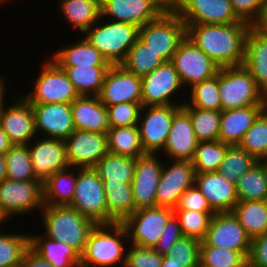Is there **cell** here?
Segmentation results:
<instances>
[{
  "label": "cell",
  "instance_id": "cell-1",
  "mask_svg": "<svg viewBox=\"0 0 267 267\" xmlns=\"http://www.w3.org/2000/svg\"><path fill=\"white\" fill-rule=\"evenodd\" d=\"M250 28L246 22L186 25V37L220 68L240 66L244 63L245 42Z\"/></svg>",
  "mask_w": 267,
  "mask_h": 267
},
{
  "label": "cell",
  "instance_id": "cell-2",
  "mask_svg": "<svg viewBox=\"0 0 267 267\" xmlns=\"http://www.w3.org/2000/svg\"><path fill=\"white\" fill-rule=\"evenodd\" d=\"M128 241L123 223L96 224L80 255V267H124Z\"/></svg>",
  "mask_w": 267,
  "mask_h": 267
},
{
  "label": "cell",
  "instance_id": "cell-3",
  "mask_svg": "<svg viewBox=\"0 0 267 267\" xmlns=\"http://www.w3.org/2000/svg\"><path fill=\"white\" fill-rule=\"evenodd\" d=\"M40 214L44 235L71 246L80 255L83 253L88 235L96 225L91 219L70 206L44 205Z\"/></svg>",
  "mask_w": 267,
  "mask_h": 267
},
{
  "label": "cell",
  "instance_id": "cell-4",
  "mask_svg": "<svg viewBox=\"0 0 267 267\" xmlns=\"http://www.w3.org/2000/svg\"><path fill=\"white\" fill-rule=\"evenodd\" d=\"M103 19V20H102ZM106 21L105 23L102 21ZM83 36L111 65H120L139 38V27L130 23L113 22L100 18ZM103 24H99V23Z\"/></svg>",
  "mask_w": 267,
  "mask_h": 267
},
{
  "label": "cell",
  "instance_id": "cell-5",
  "mask_svg": "<svg viewBox=\"0 0 267 267\" xmlns=\"http://www.w3.org/2000/svg\"><path fill=\"white\" fill-rule=\"evenodd\" d=\"M185 38L186 25L172 7L139 28V39L165 61H171Z\"/></svg>",
  "mask_w": 267,
  "mask_h": 267
},
{
  "label": "cell",
  "instance_id": "cell-6",
  "mask_svg": "<svg viewBox=\"0 0 267 267\" xmlns=\"http://www.w3.org/2000/svg\"><path fill=\"white\" fill-rule=\"evenodd\" d=\"M218 86L222 110L262 105L263 91L244 65L221 67Z\"/></svg>",
  "mask_w": 267,
  "mask_h": 267
},
{
  "label": "cell",
  "instance_id": "cell-7",
  "mask_svg": "<svg viewBox=\"0 0 267 267\" xmlns=\"http://www.w3.org/2000/svg\"><path fill=\"white\" fill-rule=\"evenodd\" d=\"M46 61V62H45ZM40 74L35 78L32 92L22 96L30 104H72L80 95L73 83L53 59L45 60Z\"/></svg>",
  "mask_w": 267,
  "mask_h": 267
},
{
  "label": "cell",
  "instance_id": "cell-8",
  "mask_svg": "<svg viewBox=\"0 0 267 267\" xmlns=\"http://www.w3.org/2000/svg\"><path fill=\"white\" fill-rule=\"evenodd\" d=\"M69 206L95 224H108L104 183L93 168H77L74 197Z\"/></svg>",
  "mask_w": 267,
  "mask_h": 267
},
{
  "label": "cell",
  "instance_id": "cell-9",
  "mask_svg": "<svg viewBox=\"0 0 267 267\" xmlns=\"http://www.w3.org/2000/svg\"><path fill=\"white\" fill-rule=\"evenodd\" d=\"M44 207L43 183L39 180L13 181L4 179L0 183V210L9 220L12 216L41 211ZM18 214V215H17Z\"/></svg>",
  "mask_w": 267,
  "mask_h": 267
},
{
  "label": "cell",
  "instance_id": "cell-10",
  "mask_svg": "<svg viewBox=\"0 0 267 267\" xmlns=\"http://www.w3.org/2000/svg\"><path fill=\"white\" fill-rule=\"evenodd\" d=\"M174 215L168 207H148L137 209L123 224L128 233L129 244L154 248Z\"/></svg>",
  "mask_w": 267,
  "mask_h": 267
},
{
  "label": "cell",
  "instance_id": "cell-11",
  "mask_svg": "<svg viewBox=\"0 0 267 267\" xmlns=\"http://www.w3.org/2000/svg\"><path fill=\"white\" fill-rule=\"evenodd\" d=\"M181 107L182 105L142 106L138 129L145 153L157 154L163 150L174 114Z\"/></svg>",
  "mask_w": 267,
  "mask_h": 267
},
{
  "label": "cell",
  "instance_id": "cell-12",
  "mask_svg": "<svg viewBox=\"0 0 267 267\" xmlns=\"http://www.w3.org/2000/svg\"><path fill=\"white\" fill-rule=\"evenodd\" d=\"M171 62L178 72L183 86L192 87L208 80L220 67L187 37L180 43Z\"/></svg>",
  "mask_w": 267,
  "mask_h": 267
},
{
  "label": "cell",
  "instance_id": "cell-13",
  "mask_svg": "<svg viewBox=\"0 0 267 267\" xmlns=\"http://www.w3.org/2000/svg\"><path fill=\"white\" fill-rule=\"evenodd\" d=\"M172 8L185 25L243 22L236 16L230 0H174Z\"/></svg>",
  "mask_w": 267,
  "mask_h": 267
},
{
  "label": "cell",
  "instance_id": "cell-14",
  "mask_svg": "<svg viewBox=\"0 0 267 267\" xmlns=\"http://www.w3.org/2000/svg\"><path fill=\"white\" fill-rule=\"evenodd\" d=\"M200 246L240 251L248 259L251 238L232 212L215 213Z\"/></svg>",
  "mask_w": 267,
  "mask_h": 267
},
{
  "label": "cell",
  "instance_id": "cell-15",
  "mask_svg": "<svg viewBox=\"0 0 267 267\" xmlns=\"http://www.w3.org/2000/svg\"><path fill=\"white\" fill-rule=\"evenodd\" d=\"M141 80L142 106L184 104L173 100V96L181 90L180 88H183V84L171 61H165Z\"/></svg>",
  "mask_w": 267,
  "mask_h": 267
},
{
  "label": "cell",
  "instance_id": "cell-16",
  "mask_svg": "<svg viewBox=\"0 0 267 267\" xmlns=\"http://www.w3.org/2000/svg\"><path fill=\"white\" fill-rule=\"evenodd\" d=\"M163 169L156 190V207L175 209L181 195L194 185L195 168L192 160H171Z\"/></svg>",
  "mask_w": 267,
  "mask_h": 267
},
{
  "label": "cell",
  "instance_id": "cell-17",
  "mask_svg": "<svg viewBox=\"0 0 267 267\" xmlns=\"http://www.w3.org/2000/svg\"><path fill=\"white\" fill-rule=\"evenodd\" d=\"M167 7L160 0H101V17L141 28Z\"/></svg>",
  "mask_w": 267,
  "mask_h": 267
},
{
  "label": "cell",
  "instance_id": "cell-18",
  "mask_svg": "<svg viewBox=\"0 0 267 267\" xmlns=\"http://www.w3.org/2000/svg\"><path fill=\"white\" fill-rule=\"evenodd\" d=\"M70 167L93 168L108 153L107 133L75 130L66 140Z\"/></svg>",
  "mask_w": 267,
  "mask_h": 267
},
{
  "label": "cell",
  "instance_id": "cell-19",
  "mask_svg": "<svg viewBox=\"0 0 267 267\" xmlns=\"http://www.w3.org/2000/svg\"><path fill=\"white\" fill-rule=\"evenodd\" d=\"M99 98L106 107L125 102L141 103L142 80L122 65H111L105 75Z\"/></svg>",
  "mask_w": 267,
  "mask_h": 267
},
{
  "label": "cell",
  "instance_id": "cell-20",
  "mask_svg": "<svg viewBox=\"0 0 267 267\" xmlns=\"http://www.w3.org/2000/svg\"><path fill=\"white\" fill-rule=\"evenodd\" d=\"M15 99V100H14ZM13 103L3 106L0 126L13 145H28L36 135L35 117L31 104L22 96L13 98Z\"/></svg>",
  "mask_w": 267,
  "mask_h": 267
},
{
  "label": "cell",
  "instance_id": "cell-21",
  "mask_svg": "<svg viewBox=\"0 0 267 267\" xmlns=\"http://www.w3.org/2000/svg\"><path fill=\"white\" fill-rule=\"evenodd\" d=\"M38 140L34 143L31 141L28 149L35 176L44 183L54 173L70 166L67 161L64 140L46 137L38 138Z\"/></svg>",
  "mask_w": 267,
  "mask_h": 267
},
{
  "label": "cell",
  "instance_id": "cell-22",
  "mask_svg": "<svg viewBox=\"0 0 267 267\" xmlns=\"http://www.w3.org/2000/svg\"><path fill=\"white\" fill-rule=\"evenodd\" d=\"M157 157L158 154L146 153L136 160L135 174L131 183L136 210L156 207V190L163 169V163Z\"/></svg>",
  "mask_w": 267,
  "mask_h": 267
},
{
  "label": "cell",
  "instance_id": "cell-23",
  "mask_svg": "<svg viewBox=\"0 0 267 267\" xmlns=\"http://www.w3.org/2000/svg\"><path fill=\"white\" fill-rule=\"evenodd\" d=\"M36 133L46 138L66 140L76 129L73 123L71 104H31ZM46 135V136H45Z\"/></svg>",
  "mask_w": 267,
  "mask_h": 267
},
{
  "label": "cell",
  "instance_id": "cell-24",
  "mask_svg": "<svg viewBox=\"0 0 267 267\" xmlns=\"http://www.w3.org/2000/svg\"><path fill=\"white\" fill-rule=\"evenodd\" d=\"M198 140L194 134L191 118L181 107L175 114L170 132L161 154L172 160H192Z\"/></svg>",
  "mask_w": 267,
  "mask_h": 267
},
{
  "label": "cell",
  "instance_id": "cell-25",
  "mask_svg": "<svg viewBox=\"0 0 267 267\" xmlns=\"http://www.w3.org/2000/svg\"><path fill=\"white\" fill-rule=\"evenodd\" d=\"M194 184L215 213L231 212L238 203L235 183L219 172L195 173Z\"/></svg>",
  "mask_w": 267,
  "mask_h": 267
},
{
  "label": "cell",
  "instance_id": "cell-26",
  "mask_svg": "<svg viewBox=\"0 0 267 267\" xmlns=\"http://www.w3.org/2000/svg\"><path fill=\"white\" fill-rule=\"evenodd\" d=\"M76 130L107 133L110 128L107 107L99 96H79L71 104Z\"/></svg>",
  "mask_w": 267,
  "mask_h": 267
},
{
  "label": "cell",
  "instance_id": "cell-27",
  "mask_svg": "<svg viewBox=\"0 0 267 267\" xmlns=\"http://www.w3.org/2000/svg\"><path fill=\"white\" fill-rule=\"evenodd\" d=\"M261 112L262 105L222 110L218 140L231 146L239 145Z\"/></svg>",
  "mask_w": 267,
  "mask_h": 267
},
{
  "label": "cell",
  "instance_id": "cell-28",
  "mask_svg": "<svg viewBox=\"0 0 267 267\" xmlns=\"http://www.w3.org/2000/svg\"><path fill=\"white\" fill-rule=\"evenodd\" d=\"M29 235L30 247L53 267H80V254L71 246L43 233Z\"/></svg>",
  "mask_w": 267,
  "mask_h": 267
},
{
  "label": "cell",
  "instance_id": "cell-29",
  "mask_svg": "<svg viewBox=\"0 0 267 267\" xmlns=\"http://www.w3.org/2000/svg\"><path fill=\"white\" fill-rule=\"evenodd\" d=\"M243 65L250 71L257 86L267 91V36L249 29L245 42Z\"/></svg>",
  "mask_w": 267,
  "mask_h": 267
},
{
  "label": "cell",
  "instance_id": "cell-30",
  "mask_svg": "<svg viewBox=\"0 0 267 267\" xmlns=\"http://www.w3.org/2000/svg\"><path fill=\"white\" fill-rule=\"evenodd\" d=\"M107 202L108 224L123 223L135 211L132 184L103 182Z\"/></svg>",
  "mask_w": 267,
  "mask_h": 267
},
{
  "label": "cell",
  "instance_id": "cell-31",
  "mask_svg": "<svg viewBox=\"0 0 267 267\" xmlns=\"http://www.w3.org/2000/svg\"><path fill=\"white\" fill-rule=\"evenodd\" d=\"M71 45L62 46L52 54L59 66H111L106 58L84 37Z\"/></svg>",
  "mask_w": 267,
  "mask_h": 267
},
{
  "label": "cell",
  "instance_id": "cell-32",
  "mask_svg": "<svg viewBox=\"0 0 267 267\" xmlns=\"http://www.w3.org/2000/svg\"><path fill=\"white\" fill-rule=\"evenodd\" d=\"M58 3L59 12L70 27L82 34L101 18V0H60Z\"/></svg>",
  "mask_w": 267,
  "mask_h": 267
},
{
  "label": "cell",
  "instance_id": "cell-33",
  "mask_svg": "<svg viewBox=\"0 0 267 267\" xmlns=\"http://www.w3.org/2000/svg\"><path fill=\"white\" fill-rule=\"evenodd\" d=\"M76 179L77 168L74 167L58 171L49 177L43 183L44 205L69 206L74 197Z\"/></svg>",
  "mask_w": 267,
  "mask_h": 267
},
{
  "label": "cell",
  "instance_id": "cell-34",
  "mask_svg": "<svg viewBox=\"0 0 267 267\" xmlns=\"http://www.w3.org/2000/svg\"><path fill=\"white\" fill-rule=\"evenodd\" d=\"M231 212L251 240L267 233V201H238Z\"/></svg>",
  "mask_w": 267,
  "mask_h": 267
},
{
  "label": "cell",
  "instance_id": "cell-35",
  "mask_svg": "<svg viewBox=\"0 0 267 267\" xmlns=\"http://www.w3.org/2000/svg\"><path fill=\"white\" fill-rule=\"evenodd\" d=\"M80 96H99L111 66H60Z\"/></svg>",
  "mask_w": 267,
  "mask_h": 267
},
{
  "label": "cell",
  "instance_id": "cell-36",
  "mask_svg": "<svg viewBox=\"0 0 267 267\" xmlns=\"http://www.w3.org/2000/svg\"><path fill=\"white\" fill-rule=\"evenodd\" d=\"M108 153L138 158L145 155L138 125L110 127L107 131Z\"/></svg>",
  "mask_w": 267,
  "mask_h": 267
},
{
  "label": "cell",
  "instance_id": "cell-37",
  "mask_svg": "<svg viewBox=\"0 0 267 267\" xmlns=\"http://www.w3.org/2000/svg\"><path fill=\"white\" fill-rule=\"evenodd\" d=\"M235 186L238 201H267V165L258 161Z\"/></svg>",
  "mask_w": 267,
  "mask_h": 267
},
{
  "label": "cell",
  "instance_id": "cell-38",
  "mask_svg": "<svg viewBox=\"0 0 267 267\" xmlns=\"http://www.w3.org/2000/svg\"><path fill=\"white\" fill-rule=\"evenodd\" d=\"M137 158L107 153L93 169L103 182L132 183Z\"/></svg>",
  "mask_w": 267,
  "mask_h": 267
},
{
  "label": "cell",
  "instance_id": "cell-39",
  "mask_svg": "<svg viewBox=\"0 0 267 267\" xmlns=\"http://www.w3.org/2000/svg\"><path fill=\"white\" fill-rule=\"evenodd\" d=\"M164 62L165 60L158 53H155L138 38L128 51L126 59L120 65L137 77L142 78Z\"/></svg>",
  "mask_w": 267,
  "mask_h": 267
},
{
  "label": "cell",
  "instance_id": "cell-40",
  "mask_svg": "<svg viewBox=\"0 0 267 267\" xmlns=\"http://www.w3.org/2000/svg\"><path fill=\"white\" fill-rule=\"evenodd\" d=\"M230 146L220 140L198 142L192 159L195 173L218 172Z\"/></svg>",
  "mask_w": 267,
  "mask_h": 267
},
{
  "label": "cell",
  "instance_id": "cell-41",
  "mask_svg": "<svg viewBox=\"0 0 267 267\" xmlns=\"http://www.w3.org/2000/svg\"><path fill=\"white\" fill-rule=\"evenodd\" d=\"M189 89V102H184L182 107H194L202 110L222 111L218 86V72L214 77L197 83Z\"/></svg>",
  "mask_w": 267,
  "mask_h": 267
},
{
  "label": "cell",
  "instance_id": "cell-42",
  "mask_svg": "<svg viewBox=\"0 0 267 267\" xmlns=\"http://www.w3.org/2000/svg\"><path fill=\"white\" fill-rule=\"evenodd\" d=\"M190 116L199 142L219 139L221 111L182 107Z\"/></svg>",
  "mask_w": 267,
  "mask_h": 267
},
{
  "label": "cell",
  "instance_id": "cell-43",
  "mask_svg": "<svg viewBox=\"0 0 267 267\" xmlns=\"http://www.w3.org/2000/svg\"><path fill=\"white\" fill-rule=\"evenodd\" d=\"M7 179L13 181L38 180L30 159L28 145H13L5 154Z\"/></svg>",
  "mask_w": 267,
  "mask_h": 267
},
{
  "label": "cell",
  "instance_id": "cell-44",
  "mask_svg": "<svg viewBox=\"0 0 267 267\" xmlns=\"http://www.w3.org/2000/svg\"><path fill=\"white\" fill-rule=\"evenodd\" d=\"M30 247V235L0 233V267H19L24 253Z\"/></svg>",
  "mask_w": 267,
  "mask_h": 267
},
{
  "label": "cell",
  "instance_id": "cell-45",
  "mask_svg": "<svg viewBox=\"0 0 267 267\" xmlns=\"http://www.w3.org/2000/svg\"><path fill=\"white\" fill-rule=\"evenodd\" d=\"M258 161L239 145L230 146L218 172L234 183Z\"/></svg>",
  "mask_w": 267,
  "mask_h": 267
},
{
  "label": "cell",
  "instance_id": "cell-46",
  "mask_svg": "<svg viewBox=\"0 0 267 267\" xmlns=\"http://www.w3.org/2000/svg\"><path fill=\"white\" fill-rule=\"evenodd\" d=\"M239 146L262 162L267 155V116L261 112L245 133Z\"/></svg>",
  "mask_w": 267,
  "mask_h": 267
},
{
  "label": "cell",
  "instance_id": "cell-47",
  "mask_svg": "<svg viewBox=\"0 0 267 267\" xmlns=\"http://www.w3.org/2000/svg\"><path fill=\"white\" fill-rule=\"evenodd\" d=\"M199 266L248 267V259L240 251L200 246Z\"/></svg>",
  "mask_w": 267,
  "mask_h": 267
},
{
  "label": "cell",
  "instance_id": "cell-48",
  "mask_svg": "<svg viewBox=\"0 0 267 267\" xmlns=\"http://www.w3.org/2000/svg\"><path fill=\"white\" fill-rule=\"evenodd\" d=\"M174 214L179 220L183 236L193 237L202 241L215 212L174 210Z\"/></svg>",
  "mask_w": 267,
  "mask_h": 267
},
{
  "label": "cell",
  "instance_id": "cell-49",
  "mask_svg": "<svg viewBox=\"0 0 267 267\" xmlns=\"http://www.w3.org/2000/svg\"><path fill=\"white\" fill-rule=\"evenodd\" d=\"M200 244L201 241L196 238L182 236L165 256L174 257L181 267H199Z\"/></svg>",
  "mask_w": 267,
  "mask_h": 267
},
{
  "label": "cell",
  "instance_id": "cell-50",
  "mask_svg": "<svg viewBox=\"0 0 267 267\" xmlns=\"http://www.w3.org/2000/svg\"><path fill=\"white\" fill-rule=\"evenodd\" d=\"M142 103L125 102L107 106L110 127L138 125Z\"/></svg>",
  "mask_w": 267,
  "mask_h": 267
},
{
  "label": "cell",
  "instance_id": "cell-51",
  "mask_svg": "<svg viewBox=\"0 0 267 267\" xmlns=\"http://www.w3.org/2000/svg\"><path fill=\"white\" fill-rule=\"evenodd\" d=\"M126 250L124 267H161L163 255L154 248L130 244Z\"/></svg>",
  "mask_w": 267,
  "mask_h": 267
},
{
  "label": "cell",
  "instance_id": "cell-52",
  "mask_svg": "<svg viewBox=\"0 0 267 267\" xmlns=\"http://www.w3.org/2000/svg\"><path fill=\"white\" fill-rule=\"evenodd\" d=\"M174 210L214 212L195 184L181 195Z\"/></svg>",
  "mask_w": 267,
  "mask_h": 267
},
{
  "label": "cell",
  "instance_id": "cell-53",
  "mask_svg": "<svg viewBox=\"0 0 267 267\" xmlns=\"http://www.w3.org/2000/svg\"><path fill=\"white\" fill-rule=\"evenodd\" d=\"M230 2L236 16L251 25L257 19L266 0H230Z\"/></svg>",
  "mask_w": 267,
  "mask_h": 267
},
{
  "label": "cell",
  "instance_id": "cell-54",
  "mask_svg": "<svg viewBox=\"0 0 267 267\" xmlns=\"http://www.w3.org/2000/svg\"><path fill=\"white\" fill-rule=\"evenodd\" d=\"M183 236L178 218L175 214L168 221L161 238L154 249L160 254L165 256L172 245Z\"/></svg>",
  "mask_w": 267,
  "mask_h": 267
},
{
  "label": "cell",
  "instance_id": "cell-55",
  "mask_svg": "<svg viewBox=\"0 0 267 267\" xmlns=\"http://www.w3.org/2000/svg\"><path fill=\"white\" fill-rule=\"evenodd\" d=\"M248 267H267V233L251 240Z\"/></svg>",
  "mask_w": 267,
  "mask_h": 267
},
{
  "label": "cell",
  "instance_id": "cell-56",
  "mask_svg": "<svg viewBox=\"0 0 267 267\" xmlns=\"http://www.w3.org/2000/svg\"><path fill=\"white\" fill-rule=\"evenodd\" d=\"M19 267H53L47 260L43 259L39 254H37L31 247H29L24 256Z\"/></svg>",
  "mask_w": 267,
  "mask_h": 267
},
{
  "label": "cell",
  "instance_id": "cell-57",
  "mask_svg": "<svg viewBox=\"0 0 267 267\" xmlns=\"http://www.w3.org/2000/svg\"><path fill=\"white\" fill-rule=\"evenodd\" d=\"M251 28L259 34L267 36V0L257 19L251 24Z\"/></svg>",
  "mask_w": 267,
  "mask_h": 267
},
{
  "label": "cell",
  "instance_id": "cell-58",
  "mask_svg": "<svg viewBox=\"0 0 267 267\" xmlns=\"http://www.w3.org/2000/svg\"><path fill=\"white\" fill-rule=\"evenodd\" d=\"M13 146L7 134L0 126V155H5L6 152Z\"/></svg>",
  "mask_w": 267,
  "mask_h": 267
},
{
  "label": "cell",
  "instance_id": "cell-59",
  "mask_svg": "<svg viewBox=\"0 0 267 267\" xmlns=\"http://www.w3.org/2000/svg\"><path fill=\"white\" fill-rule=\"evenodd\" d=\"M6 82L7 81L5 80V78L2 77L1 74H0V114H1V111H2L3 106L5 105L4 102H5L6 96H4V95H6L5 93L7 91V89H6V86H7Z\"/></svg>",
  "mask_w": 267,
  "mask_h": 267
},
{
  "label": "cell",
  "instance_id": "cell-60",
  "mask_svg": "<svg viewBox=\"0 0 267 267\" xmlns=\"http://www.w3.org/2000/svg\"><path fill=\"white\" fill-rule=\"evenodd\" d=\"M5 155H0V183L7 178Z\"/></svg>",
  "mask_w": 267,
  "mask_h": 267
},
{
  "label": "cell",
  "instance_id": "cell-61",
  "mask_svg": "<svg viewBox=\"0 0 267 267\" xmlns=\"http://www.w3.org/2000/svg\"><path fill=\"white\" fill-rule=\"evenodd\" d=\"M161 267H181V265L174 261V257L163 256Z\"/></svg>",
  "mask_w": 267,
  "mask_h": 267
},
{
  "label": "cell",
  "instance_id": "cell-62",
  "mask_svg": "<svg viewBox=\"0 0 267 267\" xmlns=\"http://www.w3.org/2000/svg\"><path fill=\"white\" fill-rule=\"evenodd\" d=\"M262 112L267 116V91L263 92Z\"/></svg>",
  "mask_w": 267,
  "mask_h": 267
},
{
  "label": "cell",
  "instance_id": "cell-63",
  "mask_svg": "<svg viewBox=\"0 0 267 267\" xmlns=\"http://www.w3.org/2000/svg\"><path fill=\"white\" fill-rule=\"evenodd\" d=\"M167 8L172 7L174 0H160Z\"/></svg>",
  "mask_w": 267,
  "mask_h": 267
},
{
  "label": "cell",
  "instance_id": "cell-64",
  "mask_svg": "<svg viewBox=\"0 0 267 267\" xmlns=\"http://www.w3.org/2000/svg\"><path fill=\"white\" fill-rule=\"evenodd\" d=\"M8 219L4 216V214L2 213V211L0 210V224H4V222H6ZM1 227V225H0Z\"/></svg>",
  "mask_w": 267,
  "mask_h": 267
},
{
  "label": "cell",
  "instance_id": "cell-65",
  "mask_svg": "<svg viewBox=\"0 0 267 267\" xmlns=\"http://www.w3.org/2000/svg\"><path fill=\"white\" fill-rule=\"evenodd\" d=\"M262 162L267 165V155L265 156V158H264V160Z\"/></svg>",
  "mask_w": 267,
  "mask_h": 267
},
{
  "label": "cell",
  "instance_id": "cell-66",
  "mask_svg": "<svg viewBox=\"0 0 267 267\" xmlns=\"http://www.w3.org/2000/svg\"><path fill=\"white\" fill-rule=\"evenodd\" d=\"M199 267H220V266H199Z\"/></svg>",
  "mask_w": 267,
  "mask_h": 267
}]
</instances>
